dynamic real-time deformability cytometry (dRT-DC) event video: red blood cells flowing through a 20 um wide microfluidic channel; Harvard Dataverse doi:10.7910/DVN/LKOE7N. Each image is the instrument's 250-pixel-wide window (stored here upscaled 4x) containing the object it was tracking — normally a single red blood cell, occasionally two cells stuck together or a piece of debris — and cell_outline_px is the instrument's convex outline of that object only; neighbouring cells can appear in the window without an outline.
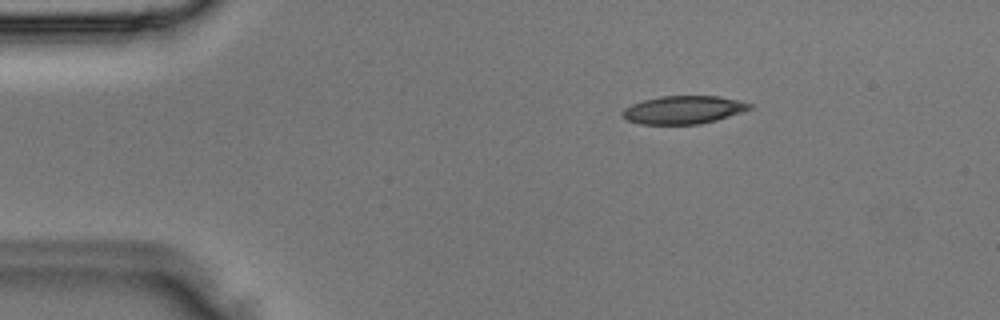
{"species": "Egyptian fruit bat (a non-hibernating species)", "species_latin": "Rousettus aegyptiacus", "temperature_condition": "room temperature", "stored_images_in_passage": 2, "camera_frame_rate_fps": 3000, "um_per_image_px": 0.085, "animal": {"sex": "male"}, "frame": {"image": 1, "passage_image": 1, "time_ms": 0.0, "image_size_px": [1000, 320], "cell_outline_px": [[752, 108], [716, 120], [700, 124], [640, 124], [624, 120], [620, 116], [620, 112], [624, 108], [632, 104], [644, 100], [660, 96], [720, 96], [752, 104]], "centroid_in_image_um": [58.01, 9.34], "position_along_channel_um": 27.0, "area_um2": 20.81}}